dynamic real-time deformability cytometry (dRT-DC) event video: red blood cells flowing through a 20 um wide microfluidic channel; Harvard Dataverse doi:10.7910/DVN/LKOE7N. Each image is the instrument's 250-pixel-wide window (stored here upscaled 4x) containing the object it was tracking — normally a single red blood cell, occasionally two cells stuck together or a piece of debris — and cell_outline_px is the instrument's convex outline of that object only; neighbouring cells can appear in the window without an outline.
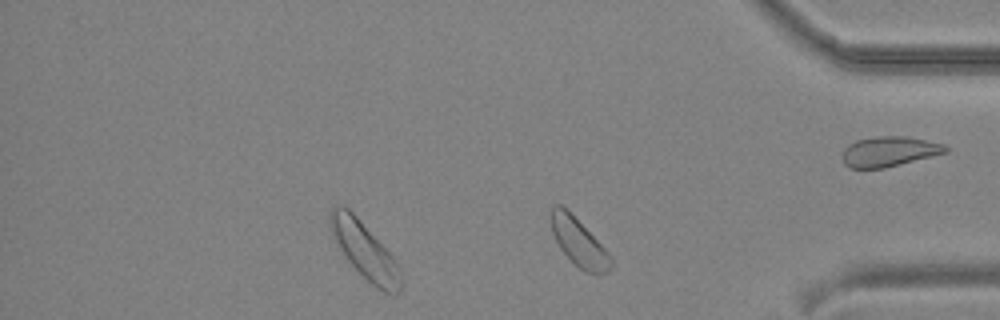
{"species": "common noctule bat (a hibernating species)", "species_latin": "Nyctalus noctula", "temperature_condition": "cold", "stored_images_in_passage": 26, "segment_of_instrument_passage": [2, 2], "camera_frame_rate_fps": 3000, "um_per_image_px": 0.085, "animal": {"sex": "male", "body_mass_g": 19.2, "forearm_length_mm": 51.8}, "frame": {"image": 1, "passage_image": 26, "time_ms": 8.333, "image_size_px": [1000, 320], "cell_outline_px": [[612, 268], [608, 272], [588, 272], [580, 268], [560, 248], [552, 232], [552, 204], [560, 204], [612, 256]], "centroid_in_image_um": [49.21, 20.62], "position_along_channel_um": 386.0, "area_um2": 15.66}}